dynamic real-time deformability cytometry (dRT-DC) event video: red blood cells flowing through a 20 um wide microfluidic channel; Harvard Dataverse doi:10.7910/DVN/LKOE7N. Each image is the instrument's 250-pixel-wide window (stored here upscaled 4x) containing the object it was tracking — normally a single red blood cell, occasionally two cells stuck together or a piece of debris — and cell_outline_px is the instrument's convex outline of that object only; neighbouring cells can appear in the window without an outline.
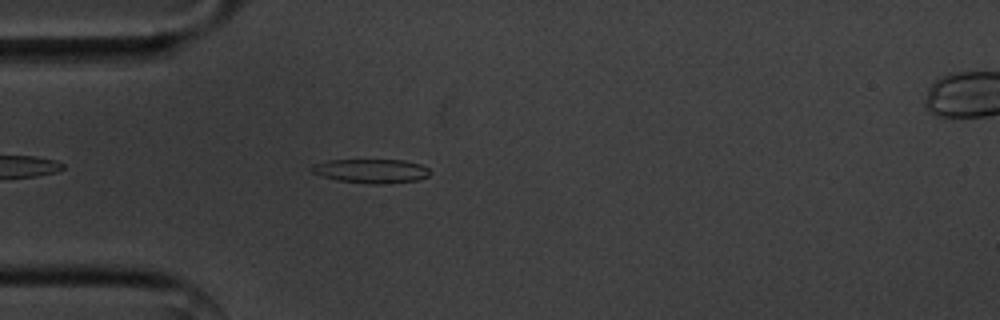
{"species": "common noctule bat (a hibernating species)", "species_latin": "Nyctalus noctula", "temperature_condition": "cold", "stored_images_in_passage": 43, "camera_frame_rate_fps": 3000, "um_per_image_px": 0.085, "animal": {"sex": "male", "body_mass_g": 20.1, "forearm_length_mm": 53.5}, "frame": {"image": 1, "passage_image": 3, "time_ms": 0.667, "image_size_px": [1000, 320], "cell_outline_px": [[432, 172], [428, 176], [416, 180], [380, 184], [372, 184], [336, 180], [312, 172], [308, 168], [312, 164], [328, 160], [404, 160], [420, 164], [428, 168]], "centroid_in_image_um": [31.53, 14.52], "position_along_channel_um": 53.5, "area_um2": 16.59}}
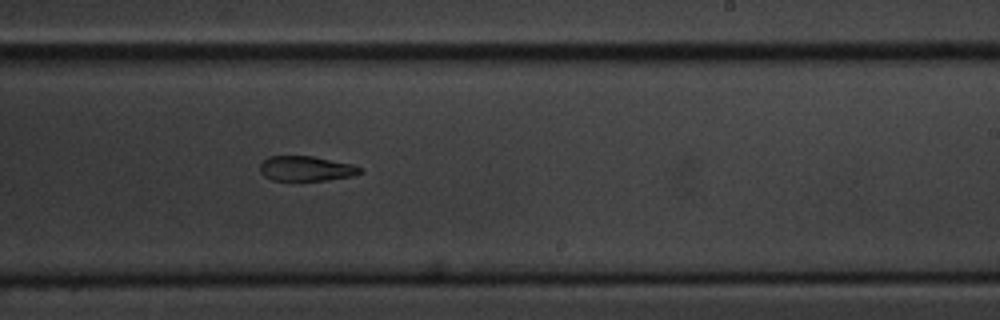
{"frame": {"image": 2, "passage_image": 21, "time_ms": 6.667, "image_size_px": [1000, 320], "cell_outline_px": [[364, 172], [352, 176], [328, 180], [272, 180], [264, 176], [260, 172], [260, 164], [268, 156], [312, 156], [352, 164], [360, 168]], "centroid_in_image_um": [26.01, 14.33], "position_along_channel_um": 263.0, "area_um2": 14.51}}
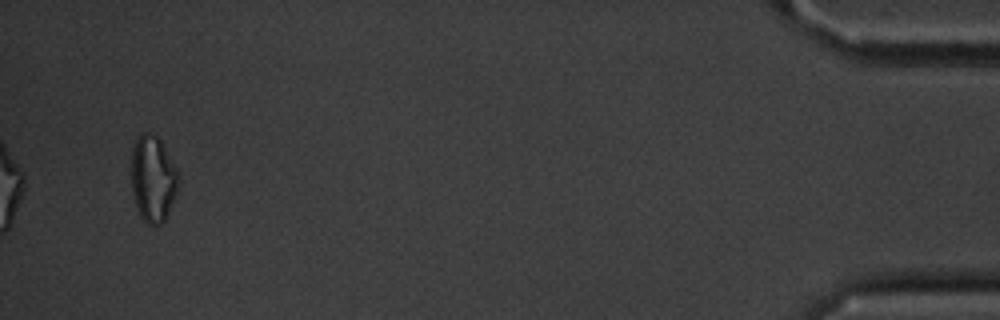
{"frame": {"image": 3, "passage_image": 41, "time_ms": 13.333, "image_size_px": [1000, 320], "cell_outline_px": [[180, 188], [164, 220], [160, 224], [148, 224], [140, 216], [136, 208], [132, 192], [132, 148], [136, 136], [144, 132], [152, 132], [160, 140], [176, 168], [180, 176]], "centroid_in_image_um": [13.01, 15.18], "position_along_channel_um": 422.2, "area_um2": 23.93}, "authors_computed_cell_mechanics": {"area_um2": 16.4152, "velocity_mm_per_s": 3.5952, "shape_relaxation_time_tau1_ms": 11.2692, "shape_relaxation_time_tau2_ms": null, "deformation_change_tau1": 0.2527, "deformation_change_tau2": null}}